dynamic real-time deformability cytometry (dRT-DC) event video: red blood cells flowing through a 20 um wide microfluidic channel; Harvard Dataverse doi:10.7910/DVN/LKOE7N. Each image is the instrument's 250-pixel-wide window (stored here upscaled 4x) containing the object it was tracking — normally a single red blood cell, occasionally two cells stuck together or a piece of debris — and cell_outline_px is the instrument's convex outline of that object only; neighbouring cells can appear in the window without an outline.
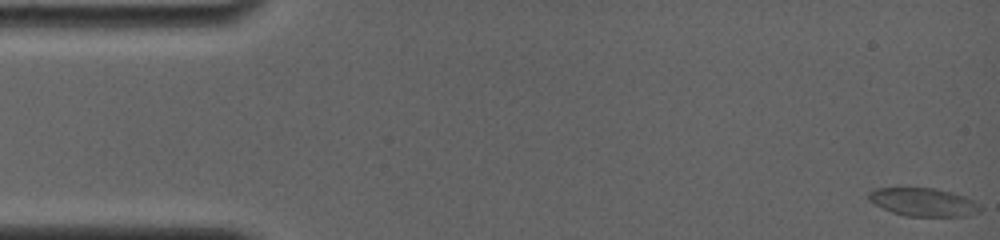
{"species": "common noctule bat (a hibernating species)", "species_latin": "Nyctalus noctula", "temperature_condition": "room temperature", "stored_images_in_passage": 6, "camera_frame_rate_fps": 4000, "um_per_image_px": 0.085, "animal": {"sex": "female", "body_mass_g": 19.0, "forearm_length_mm": 56.7}, "frame": {"image": 1, "passage_image": 1, "time_ms": 0.0, "image_size_px": [1000, 240], "cell_outline_px": [[984, 208], [980, 212], [968, 216], [904, 216], [892, 212], [868, 200], [868, 192], [872, 188], [936, 188], [952, 192], [964, 196], [980, 204]], "centroid_in_image_um": [78.52, 17.18], "position_along_channel_um": 6.5, "area_um2": 18.5}}
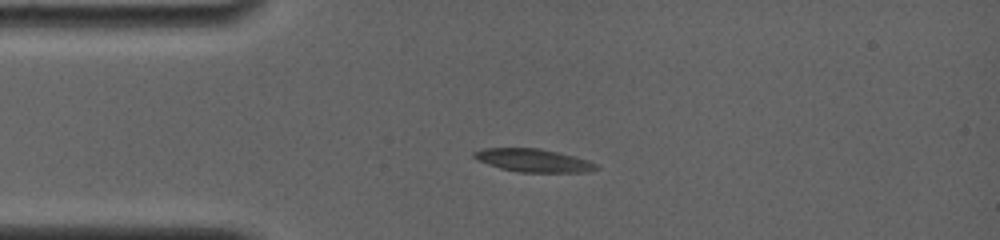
{"frame": {"image": 2, "passage_image": 5, "time_ms": 3.75, "image_size_px": [1000, 240], "cell_outline_px": [[600, 168], [588, 172], [520, 172], [500, 168], [476, 160], [472, 156], [472, 152], [484, 148], [540, 148], [588, 160], [596, 164]], "centroid_in_image_um": [45.3, 13.63], "position_along_channel_um": 39.7, "area_um2": 16.36}}